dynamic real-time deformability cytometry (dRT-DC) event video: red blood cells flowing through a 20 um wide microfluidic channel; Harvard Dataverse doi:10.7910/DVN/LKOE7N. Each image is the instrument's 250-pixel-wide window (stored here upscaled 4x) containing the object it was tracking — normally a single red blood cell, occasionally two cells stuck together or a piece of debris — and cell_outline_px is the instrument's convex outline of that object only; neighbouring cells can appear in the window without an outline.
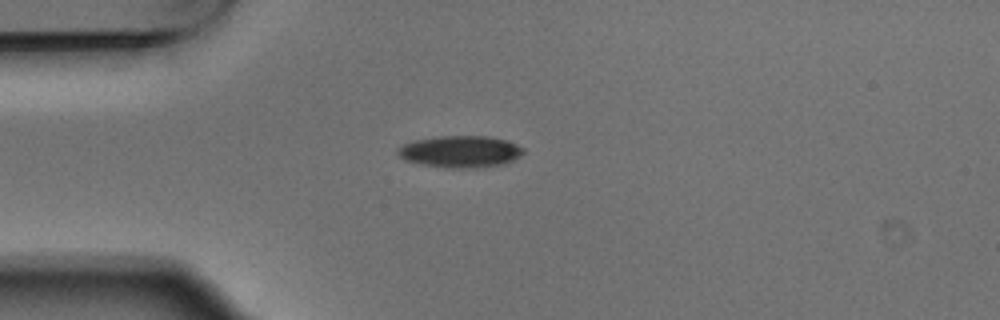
{"species": "Egyptian fruit bat (a non-hibernating species)", "species_latin": "Rousettus aegyptiacus", "temperature_condition": "warm", "stored_images_in_passage": 4, "camera_frame_rate_fps": 3000, "um_per_image_px": 0.085, "animal": {"sex": "male"}, "frame": {"image": 1, "passage_image": 4, "time_ms": 1.0, "image_size_px": [1000, 320], "cell_outline_px": [[524, 152], [520, 156], [512, 160], [500, 164], [476, 168], [444, 168], [404, 160], [396, 152], [396, 148], [412, 140], [440, 136], [488, 136], [508, 140], [524, 148]], "centroid_in_image_um": [39.11, 12.88], "position_along_channel_um": 45.9, "area_um2": 23.35}}